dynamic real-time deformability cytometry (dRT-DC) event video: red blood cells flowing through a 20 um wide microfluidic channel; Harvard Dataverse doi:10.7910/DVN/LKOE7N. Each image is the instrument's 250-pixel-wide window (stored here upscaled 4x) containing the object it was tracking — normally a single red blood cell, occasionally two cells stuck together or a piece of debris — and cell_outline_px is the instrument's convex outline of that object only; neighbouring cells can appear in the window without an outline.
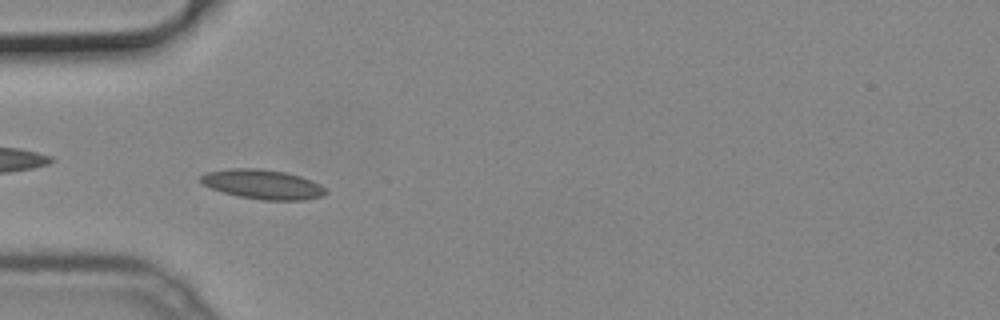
{"species": "common noctule bat (a hibernating species)", "species_latin": "Nyctalus noctula", "temperature_condition": "cold", "stored_images_in_passage": 39, "camera_frame_rate_fps": 3000, "um_per_image_px": 0.085, "animal": {"sex": "male", "body_mass_g": 19.2, "forearm_length_mm": 51.8}, "frame": {"image": 1, "passage_image": 4, "time_ms": 1.0, "image_size_px": [1000, 320], "cell_outline_px": [[328, 192], [320, 196], [304, 200], [264, 200], [240, 196], [224, 192], [212, 188], [204, 184], [200, 180], [200, 176], [204, 172], [228, 168], [260, 168], [284, 172], [300, 176], [312, 180], [320, 184]], "centroid_in_image_um": [22.32, 15.65], "position_along_channel_um": 62.7, "area_um2": 21.39}}
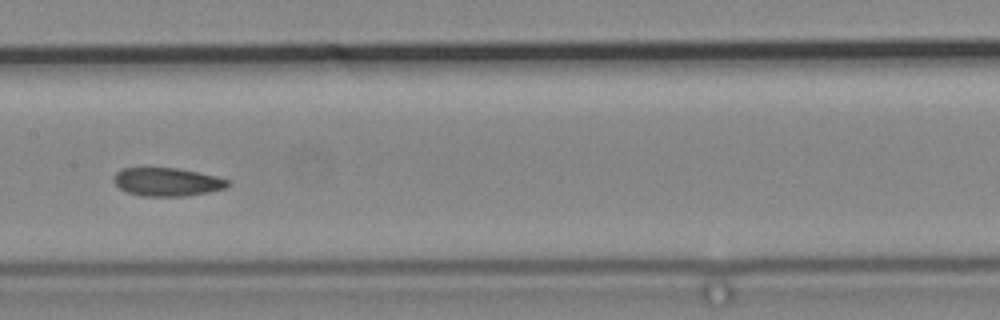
{"frame": {"image": 2, "passage_image": 14, "time_ms": 4.333, "image_size_px": [1000, 320], "cell_outline_px": [[232, 184], [224, 188], [208, 192], [184, 196], [144, 196], [128, 192], [120, 188], [112, 180], [112, 176], [120, 168], [176, 168], [216, 176], [232, 180]], "centroid_in_image_um": [14.21, 15.46], "position_along_channel_um": 193.2, "area_um2": 18.84}}
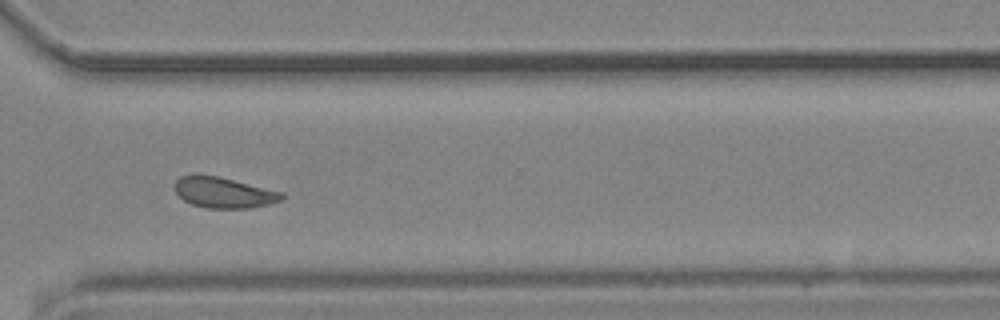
{"frame": {"image": 3, "passage_image": 26, "time_ms": 8.333, "image_size_px": [1000, 320], "cell_outline_px": [[284, 196], [280, 200], [268, 204], [248, 208], [208, 208], [192, 204], [184, 200], [176, 192], [176, 180], [180, 176], [192, 172], [196, 172], [216, 176], [284, 192]], "centroid_in_image_um": [18.98, 16.34], "position_along_channel_um": 351.6, "area_um2": 19.19}}